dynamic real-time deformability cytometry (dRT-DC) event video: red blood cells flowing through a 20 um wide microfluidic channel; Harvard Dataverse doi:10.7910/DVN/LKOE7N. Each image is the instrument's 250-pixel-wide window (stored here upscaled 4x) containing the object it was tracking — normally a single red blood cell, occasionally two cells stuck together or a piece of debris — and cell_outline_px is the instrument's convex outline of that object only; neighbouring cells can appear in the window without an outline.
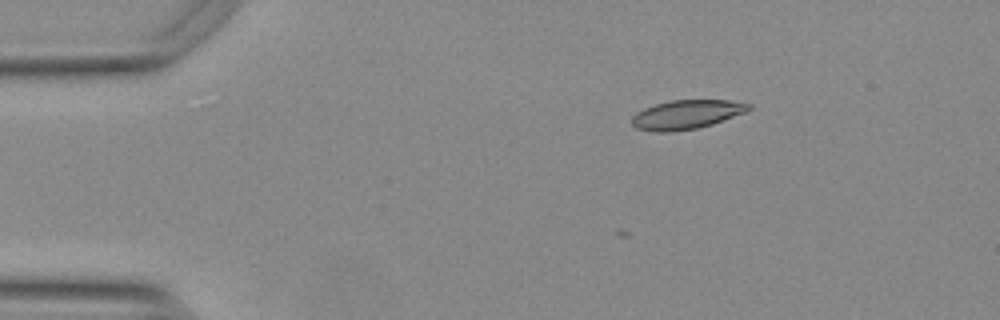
{"species": "Egyptian fruit bat (a non-hibernating species)", "species_latin": "Rousettus aegyptiacus", "temperature_condition": "warm", "stored_images_in_passage": 2, "camera_frame_rate_fps": 3000, "um_per_image_px": 0.085, "animal": {"sex": "female"}, "frame": {"image": 1, "passage_image": 2, "time_ms": 0.333, "image_size_px": [1000, 320], "cell_outline_px": [[752, 108], [744, 112], [712, 124], [696, 128], [668, 132], [656, 132], [636, 128], [632, 124], [632, 116], [636, 112], [644, 108], [656, 104], [672, 100], [728, 100], [752, 104]], "centroid_in_image_um": [58.33, 9.73], "position_along_channel_um": 26.7, "area_um2": 19.59}}